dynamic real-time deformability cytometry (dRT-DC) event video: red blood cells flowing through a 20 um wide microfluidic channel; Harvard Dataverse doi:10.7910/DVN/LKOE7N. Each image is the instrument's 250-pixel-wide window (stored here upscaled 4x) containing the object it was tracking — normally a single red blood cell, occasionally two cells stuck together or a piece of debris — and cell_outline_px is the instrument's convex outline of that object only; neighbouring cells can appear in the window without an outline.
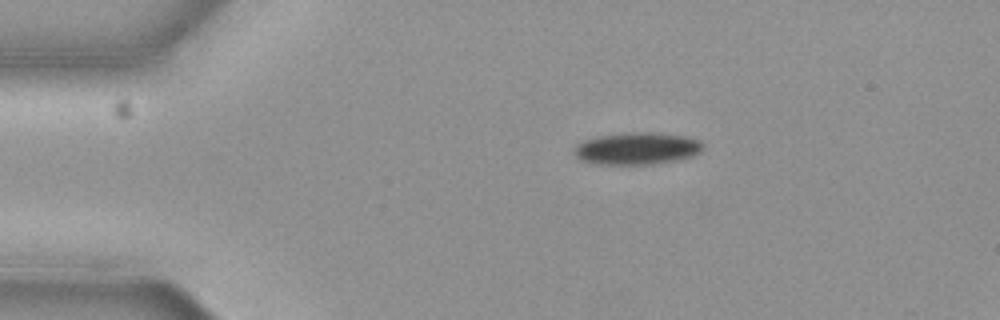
{"species": "common noctule bat (a hibernating species)", "species_latin": "Nyctalus noctula", "temperature_condition": "cold", "stored_images_in_passage": 8, "camera_frame_rate_fps": 3000, "um_per_image_px": 0.085, "animal": {"sex": "female", "body_mass_g": 19.3, "forearm_length_mm": 54.1}, "frame": {"image": 1, "passage_image": 1, "time_ms": 0.0, "image_size_px": [1000, 320], "cell_outline_px": [[704, 148], [700, 152], [692, 156], [676, 160], [652, 164], [596, 164], [580, 160], [572, 152], [572, 148], [576, 144], [584, 140], [596, 136], [628, 132], [652, 132], [688, 136], [700, 140], [704, 144]], "centroid_in_image_um": [54.13, 12.61], "position_along_channel_um": 30.9, "area_um2": 24.51}}